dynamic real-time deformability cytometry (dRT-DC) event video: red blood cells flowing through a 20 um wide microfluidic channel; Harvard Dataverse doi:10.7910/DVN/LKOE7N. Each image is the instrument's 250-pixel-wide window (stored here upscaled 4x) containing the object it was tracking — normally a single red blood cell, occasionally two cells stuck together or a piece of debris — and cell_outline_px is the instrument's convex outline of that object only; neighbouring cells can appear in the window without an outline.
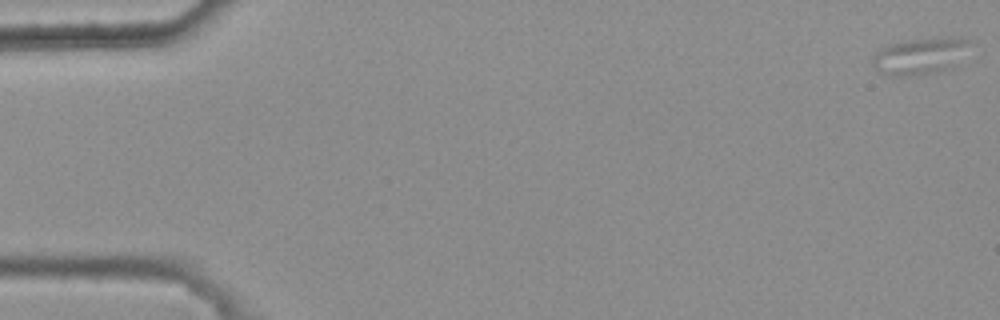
{"species": "common noctule bat (a hibernating species)", "species_latin": "Nyctalus noctula", "temperature_condition": "warm", "stored_images_in_passage": 50, "camera_frame_rate_fps": 3000, "um_per_image_px": 0.085, "animal": {"sex": "female", "body_mass_g": 25.1}, "frame": {"image": 1, "passage_image": 1, "time_ms": 0.0, "image_size_px": [1000, 320], "cell_outline_px": [[968, 40], [952, 68], [936, 72], [904, 76], [892, 76], [880, 72], [872, 64], [872, 60], [876, 52], [884, 44], [908, 40], [948, 36], [960, 36]], "centroid_in_image_um": [78.1, 4.74], "position_along_channel_um": 6.9, "area_um2": 20.4}}
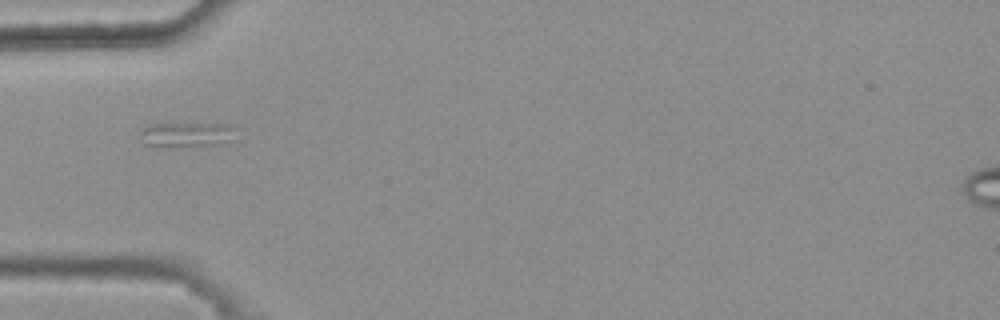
{"frame": {"image": 2, "passage_image": 18, "time_ms": 5.667, "image_size_px": [1000, 320], "cell_outline_px": [[232, 140], [216, 144], [144, 144], [140, 140], [140, 132], [148, 124], [228, 124], [232, 128]], "centroid_in_image_um": [15.81, 11.39], "position_along_channel_um": 69.2, "area_um2": 12.72}}